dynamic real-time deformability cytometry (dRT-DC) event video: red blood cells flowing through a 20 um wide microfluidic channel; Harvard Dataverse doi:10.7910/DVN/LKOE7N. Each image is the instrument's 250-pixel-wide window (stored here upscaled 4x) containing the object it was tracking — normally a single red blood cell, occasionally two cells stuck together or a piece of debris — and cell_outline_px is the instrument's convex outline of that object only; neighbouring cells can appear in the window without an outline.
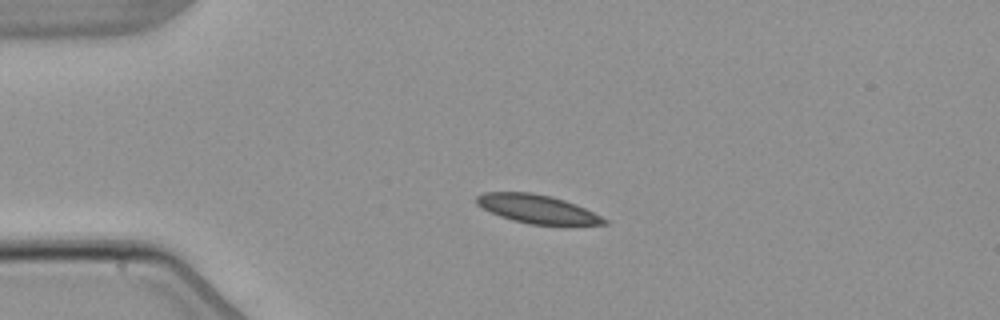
{"species": "common noctule bat (a hibernating species)", "species_latin": "Nyctalus noctula", "temperature_condition": "warm", "stored_images_in_passage": 3, "camera_frame_rate_fps": 3000, "um_per_image_px": 0.085, "animal": {"sex": "male", "body_mass_g": 21.5, "forearm_length_mm": 52.0}, "frame": {"image": 1, "passage_image": 3, "time_ms": 2.667, "image_size_px": [1000, 320], "cell_outline_px": [[608, 224], [528, 224], [512, 220], [500, 216], [476, 204], [476, 196], [484, 192], [532, 192], [552, 196], [576, 204], [608, 220]], "centroid_in_image_um": [45.63, 17.75], "position_along_channel_um": 39.4, "area_um2": 20.92}}